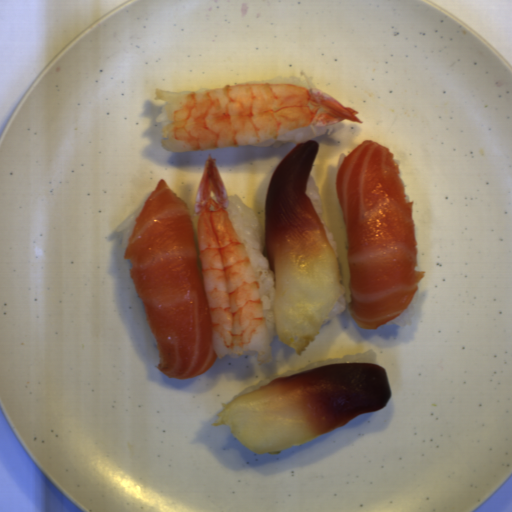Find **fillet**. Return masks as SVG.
Listing matches in <instances>:
<instances>
[{
	"label": "fillet",
	"mask_w": 512,
	"mask_h": 512,
	"mask_svg": "<svg viewBox=\"0 0 512 512\" xmlns=\"http://www.w3.org/2000/svg\"><path fill=\"white\" fill-rule=\"evenodd\" d=\"M318 149L317 140L292 148L276 166L265 199L263 256L273 272L276 334L299 355L346 293L336 251L307 194Z\"/></svg>",
	"instance_id": "fillet-3"
},
{
	"label": "fillet",
	"mask_w": 512,
	"mask_h": 512,
	"mask_svg": "<svg viewBox=\"0 0 512 512\" xmlns=\"http://www.w3.org/2000/svg\"><path fill=\"white\" fill-rule=\"evenodd\" d=\"M335 186L346 232L349 315L364 329H381L406 310L426 276L418 270L413 204L391 148L372 140L346 157Z\"/></svg>",
	"instance_id": "fillet-1"
},
{
	"label": "fillet",
	"mask_w": 512,
	"mask_h": 512,
	"mask_svg": "<svg viewBox=\"0 0 512 512\" xmlns=\"http://www.w3.org/2000/svg\"><path fill=\"white\" fill-rule=\"evenodd\" d=\"M123 257L158 346L157 368L175 380L206 373L218 357L197 237L187 201L162 178L144 204Z\"/></svg>",
	"instance_id": "fillet-2"
},
{
	"label": "fillet",
	"mask_w": 512,
	"mask_h": 512,
	"mask_svg": "<svg viewBox=\"0 0 512 512\" xmlns=\"http://www.w3.org/2000/svg\"><path fill=\"white\" fill-rule=\"evenodd\" d=\"M391 396L384 367L332 364L277 377L235 397L211 426L228 425L231 435L255 454L277 456L363 413L384 409Z\"/></svg>",
	"instance_id": "fillet-4"
}]
</instances>
